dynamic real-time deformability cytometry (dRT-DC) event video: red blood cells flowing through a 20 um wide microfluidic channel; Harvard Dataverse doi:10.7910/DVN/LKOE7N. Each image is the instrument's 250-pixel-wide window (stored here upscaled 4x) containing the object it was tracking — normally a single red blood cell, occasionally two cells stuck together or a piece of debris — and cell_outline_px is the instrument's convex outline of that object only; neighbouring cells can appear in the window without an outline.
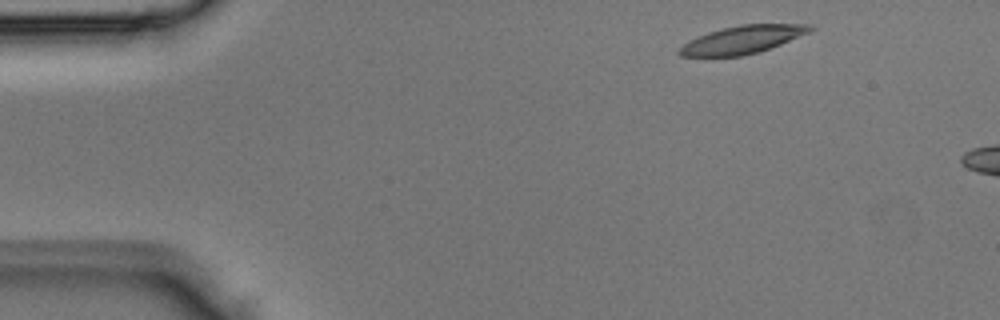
{"species": "Egyptian fruit bat (a non-hibernating species)", "species_latin": "Rousettus aegyptiacus", "temperature_condition": "room temperature", "stored_images_in_passage": 3, "camera_frame_rate_fps": 3000, "um_per_image_px": 0.085, "animal": {"sex": "male"}, "frame": {"image": 1, "passage_image": 1, "time_ms": 0.0, "image_size_px": [1000, 320], "cell_outline_px": [[816, 28], [808, 32], [780, 44], [760, 52], [740, 56], [680, 56], [676, 52], [688, 40], [708, 32], [740, 24], [812, 24]], "centroid_in_image_um": [63.1, 3.37], "position_along_channel_um": 21.9, "area_um2": 21.1}}